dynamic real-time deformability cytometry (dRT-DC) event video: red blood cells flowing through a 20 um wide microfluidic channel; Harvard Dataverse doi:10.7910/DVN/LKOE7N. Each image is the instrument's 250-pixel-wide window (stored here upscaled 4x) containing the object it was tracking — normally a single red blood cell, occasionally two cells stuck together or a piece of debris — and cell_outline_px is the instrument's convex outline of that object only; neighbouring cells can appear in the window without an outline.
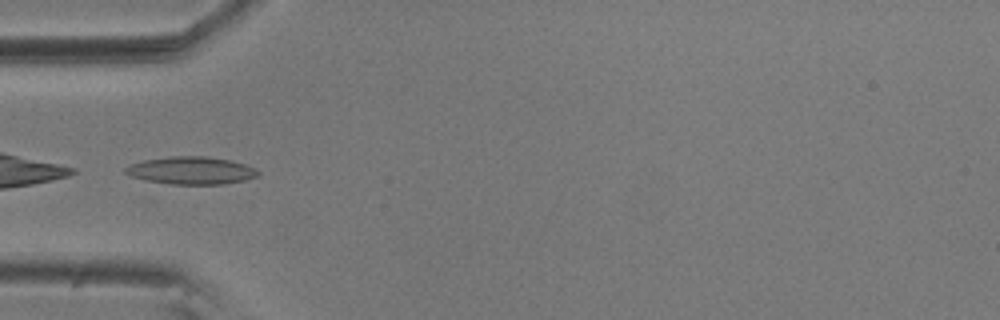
{"species": "common noctule bat (a hibernating species)", "species_latin": "Nyctalus noctula", "temperature_condition": "room temperature", "stored_images_in_passage": 39, "camera_frame_rate_fps": 3000, "um_per_image_px": 0.085, "animal": {"sex": "male", "body_mass_g": 20.5, "forearm_length_mm": 52.5}, "frame": {"image": 1, "passage_image": 1, "time_ms": 0.0, "image_size_px": [1000, 320], "cell_outline_px": [[260, 172], [256, 176], [244, 180], [224, 184], [172, 184], [144, 180], [132, 176], [124, 172], [124, 168], [132, 164], [144, 160], [168, 156], [208, 156], [232, 160], [256, 168]], "centroid_in_image_um": [16.26, 14.48], "position_along_channel_um": 68.7, "area_um2": 21.33}}
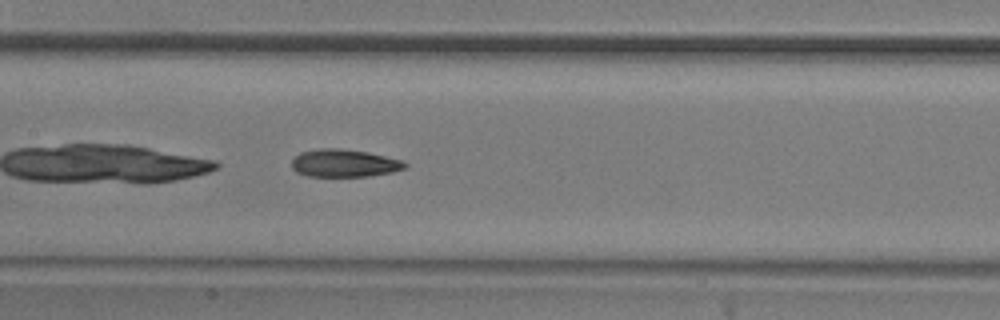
{"frame": {"image": 2, "passage_image": 10, "time_ms": 3.0, "image_size_px": [1000, 320], "cell_outline_px": [[408, 164], [404, 168], [392, 172], [368, 176], [308, 176], [296, 172], [292, 168], [292, 160], [300, 152], [320, 148], [340, 148], [368, 152], [404, 160]], "centroid_in_image_um": [29.27, 13.86], "position_along_channel_um": 178.1, "area_um2": 18.32}}
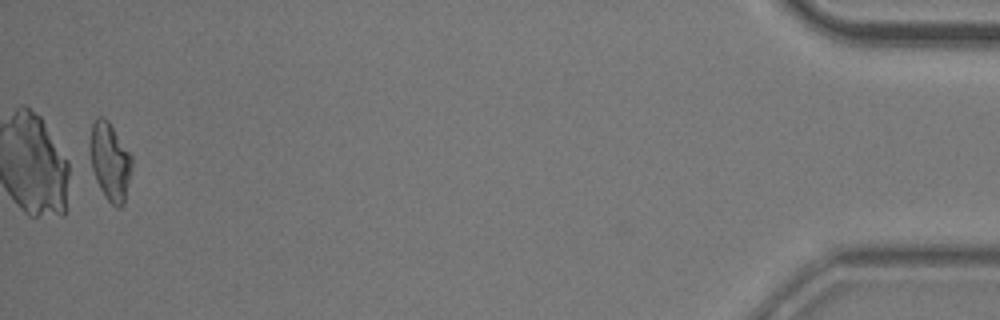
{"frame": {"image": 3, "passage_image": 38, "time_ms": 12.333, "image_size_px": [1000, 320], "cell_outline_px": [[132, 168], [124, 204], [120, 208], [116, 208], [104, 196], [96, 180], [92, 168], [88, 152], [88, 144], [92, 124], [96, 116], [104, 116], [108, 120], [132, 156]], "centroid_in_image_um": [9.32, 13.7], "position_along_channel_um": 425.9, "area_um2": 19.36}, "authors_computed_cell_mechanics": {"area_um2": 18.496, "velocity_mm_per_s": 3.6053, "shape_relaxation_time_tau1_ms": null, "shape_relaxation_time_tau2_ms": 2.6152, "deformation_change_tau1": null, "deformation_change_tau2": 0.1045}}